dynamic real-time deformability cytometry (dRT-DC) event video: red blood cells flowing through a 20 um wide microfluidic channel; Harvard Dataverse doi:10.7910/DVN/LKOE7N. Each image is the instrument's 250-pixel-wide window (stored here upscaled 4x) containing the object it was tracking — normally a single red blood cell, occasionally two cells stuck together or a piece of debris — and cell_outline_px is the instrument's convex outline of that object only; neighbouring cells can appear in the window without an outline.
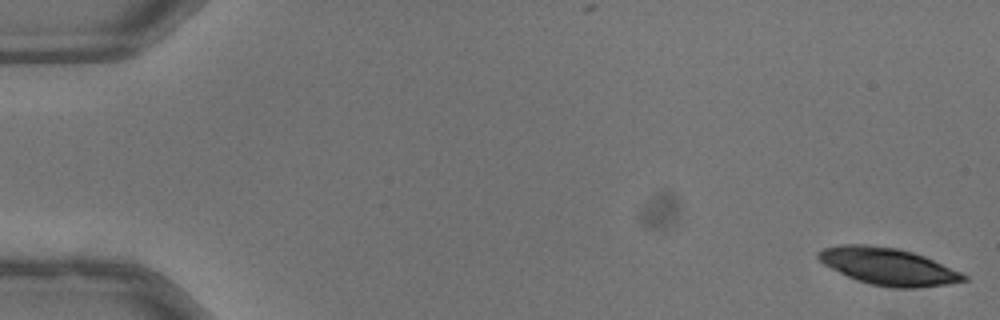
{"species": "common noctule bat (a hibernating species)", "species_latin": "Nyctalus noctula", "temperature_condition": "warm", "stored_images_in_passage": 15, "camera_frame_rate_fps": 3000, "um_per_image_px": 0.085, "animal": {"sex": "male", "body_mass_g": 13.3}, "frame": {"image": 1, "passage_image": 1, "time_ms": 0.0, "image_size_px": [1000, 320], "cell_outline_px": [[968, 280], [944, 284], [912, 288], [892, 288], [872, 284], [856, 280], [824, 264], [816, 256], [824, 248], [844, 244], [864, 244], [896, 248], [912, 252], [924, 256], [960, 272], [968, 276]], "centroid_in_image_um": [75.49, 22.65], "position_along_channel_um": 9.5, "area_um2": 30.81}}
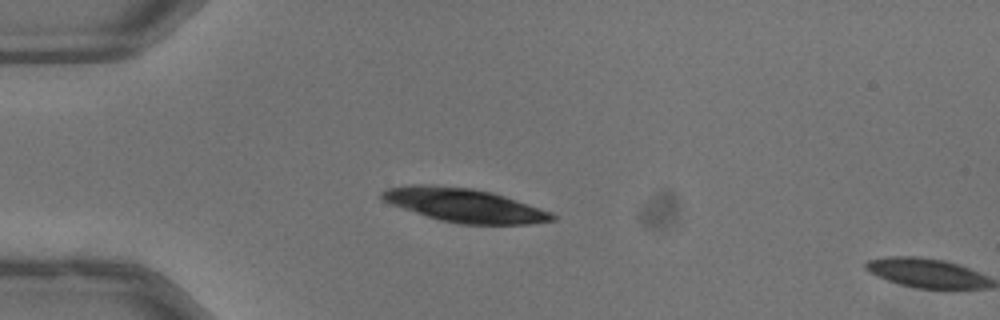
{"frame": {"image": 2, "passage_image": 14, "time_ms": 4.333, "image_size_px": [1000, 320], "cell_outline_px": [[556, 220], [528, 224], [460, 224], [440, 220], [392, 204], [384, 200], [380, 196], [380, 192], [388, 188], [416, 184], [424, 184], [472, 188], [492, 192], [504, 196], [548, 212], [556, 216]], "centroid_in_image_um": [39.45, 17.44], "position_along_channel_um": 45.5, "area_um2": 32.71}}